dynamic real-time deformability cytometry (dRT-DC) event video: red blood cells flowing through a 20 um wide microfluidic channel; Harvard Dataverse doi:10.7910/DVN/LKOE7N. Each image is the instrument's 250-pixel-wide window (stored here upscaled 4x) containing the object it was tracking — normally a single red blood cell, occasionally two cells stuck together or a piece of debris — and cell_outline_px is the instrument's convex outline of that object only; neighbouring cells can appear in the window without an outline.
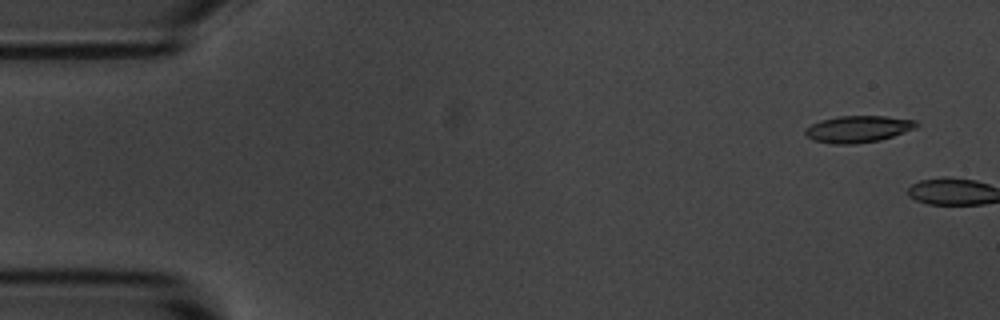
{"species": "common noctule bat (a hibernating species)", "species_latin": "Nyctalus noctula", "temperature_condition": "room temperature", "stored_images_in_passage": 2, "camera_frame_rate_fps": 3000, "um_per_image_px": 0.085, "animal": {"sex": "male", "body_mass_g": 20.1, "forearm_length_mm": 53.5}, "frame": {"image": 1, "passage_image": 1, "time_ms": 0.0, "image_size_px": [1000, 320], "cell_outline_px": [[920, 124], [916, 128], [880, 140], [856, 144], [832, 144], [812, 140], [804, 132], [812, 124], [820, 120], [840, 116], [884, 116], [916, 120]], "centroid_in_image_um": [72.96, 10.97], "position_along_channel_um": 12.0, "area_um2": 17.28}}